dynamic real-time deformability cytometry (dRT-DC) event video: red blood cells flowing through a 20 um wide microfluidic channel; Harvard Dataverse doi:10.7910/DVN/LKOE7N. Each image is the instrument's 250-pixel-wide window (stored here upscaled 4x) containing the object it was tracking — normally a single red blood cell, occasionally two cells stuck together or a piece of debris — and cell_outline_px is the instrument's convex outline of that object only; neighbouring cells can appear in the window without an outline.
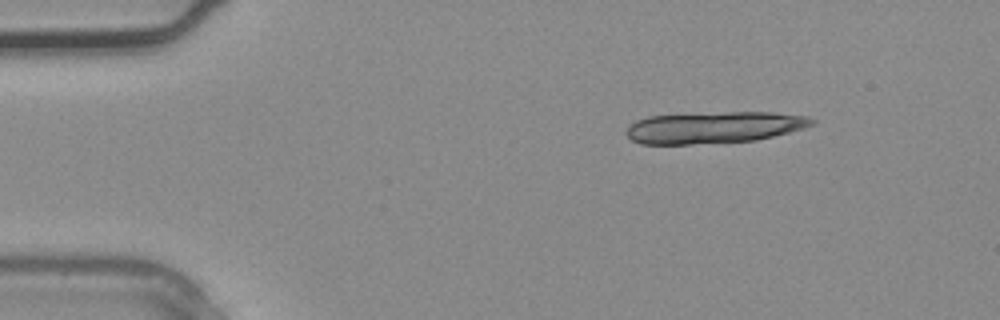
{"species": "common noctule bat (a hibernating species)", "species_latin": "Nyctalus noctula", "temperature_condition": "warm", "stored_images_in_passage": 3, "segment_of_instrument_passage": [2, 2], "camera_frame_rate_fps": 3000, "um_per_image_px": 0.085, "animal": {"sex": "male", "body_mass_g": 20.4}, "frame": {"image": 1, "passage_image": 3, "time_ms": 0.667, "image_size_px": [1000, 320], "cell_outline_px": [[816, 124], [804, 128], [756, 140], [692, 144], [640, 144], [632, 140], [628, 136], [628, 124], [636, 120], [648, 116], [728, 112], [772, 112], [808, 116], [816, 120]], "centroid_in_image_um": [60.72, 10.82], "position_along_channel_um": 24.3, "area_um2": 34.1}}